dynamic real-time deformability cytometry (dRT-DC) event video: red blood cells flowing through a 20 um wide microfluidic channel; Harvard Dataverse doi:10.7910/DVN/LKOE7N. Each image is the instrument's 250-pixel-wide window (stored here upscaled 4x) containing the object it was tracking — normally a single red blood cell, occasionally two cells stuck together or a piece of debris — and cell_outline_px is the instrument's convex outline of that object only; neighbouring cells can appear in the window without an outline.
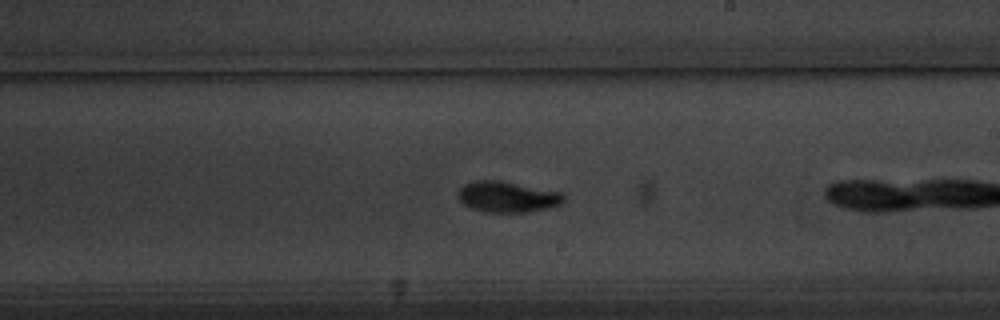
{"species": "common noctule bat (a hibernating species)", "species_latin": "Nyctalus noctula", "temperature_condition": "warm", "stored_images_in_passage": 16, "camera_frame_rate_fps": 3000, "um_per_image_px": 0.085, "animal": {"sex": "male", "body_mass_g": 20.1, "forearm_length_mm": 53.5}, "frame": {"image": 1, "passage_image": 15, "time_ms": 4.667, "image_size_px": [1000, 320], "cell_outline_px": [[564, 200], [560, 204], [552, 208], [528, 212], [484, 212], [472, 208], [464, 204], [456, 196], [460, 188], [464, 184], [476, 180], [496, 180], [564, 192]], "centroid_in_image_um": [43.15, 16.74], "position_along_channel_um": 245.9, "area_um2": 19.13}}